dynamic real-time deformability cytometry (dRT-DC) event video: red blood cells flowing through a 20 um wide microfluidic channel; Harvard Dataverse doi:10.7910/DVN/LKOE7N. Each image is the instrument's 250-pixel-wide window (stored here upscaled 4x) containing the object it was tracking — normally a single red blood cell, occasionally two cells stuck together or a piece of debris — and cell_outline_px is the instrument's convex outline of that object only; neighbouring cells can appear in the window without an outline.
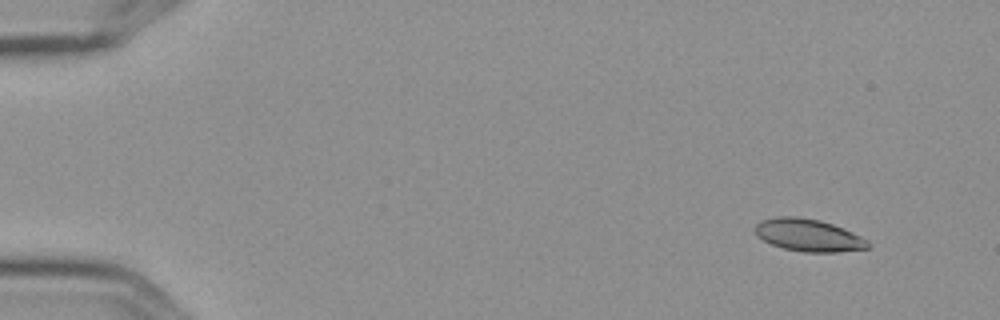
{"species": "Egyptian fruit bat (a non-hibernating species)", "species_latin": "Rousettus aegyptiacus", "temperature_condition": "cold", "stored_images_in_passage": 3, "camera_frame_rate_fps": 3000, "um_per_image_px": 0.085, "frame": {"image": 1, "passage_image": 3, "time_ms": 0.667, "image_size_px": [1000, 320], "cell_outline_px": [[872, 244], [868, 248], [836, 252], [804, 252], [784, 248], [772, 244], [756, 236], [752, 228], [760, 220], [776, 216], [796, 216], [820, 220], [832, 224], [852, 232], [868, 240]], "centroid_in_image_um": [68.68, 19.98], "position_along_channel_um": 16.3, "area_um2": 21.44}}